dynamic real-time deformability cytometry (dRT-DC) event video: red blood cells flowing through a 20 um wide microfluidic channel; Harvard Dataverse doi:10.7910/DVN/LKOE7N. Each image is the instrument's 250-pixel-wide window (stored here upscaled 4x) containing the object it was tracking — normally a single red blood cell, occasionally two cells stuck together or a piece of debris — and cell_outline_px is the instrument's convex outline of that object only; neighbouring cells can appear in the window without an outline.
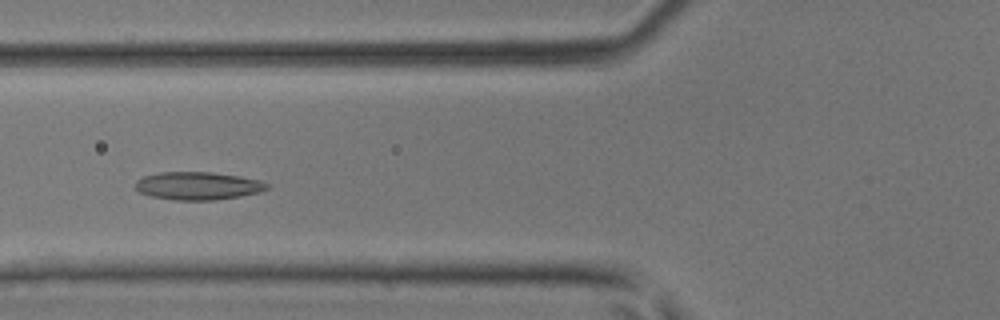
{"species": "common noctule bat (a hibernating species)", "species_latin": "Nyctalus noctula", "temperature_condition": "room temperature", "stored_images_in_passage": 40, "camera_frame_rate_fps": 3000, "um_per_image_px": 0.085, "animal": {"sex": "male", "body_mass_g": 17.9, "forearm_length_mm": 54.2}, "frame": {"image": 1, "passage_image": 12, "time_ms": 3.667, "image_size_px": [1000, 320], "cell_outline_px": [[268, 188], [260, 192], [240, 196], [212, 200], [172, 200], [152, 196], [140, 192], [136, 188], [136, 180], [144, 176], [160, 172], [212, 172], [240, 176], [260, 180], [268, 184]], "centroid_in_image_um": [16.83, 15.79], "position_along_channel_um": 109.0, "area_um2": 21.33}}
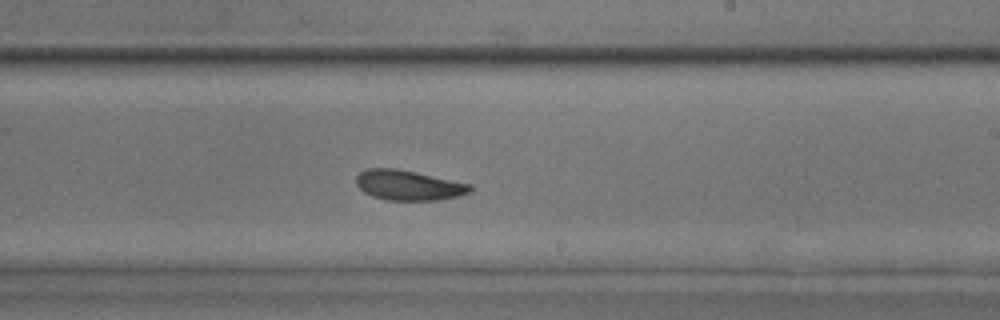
{"frame": {"image": 2, "passage_image": 22, "time_ms": 7.0, "image_size_px": [1000, 320], "cell_outline_px": [[472, 192], [460, 196], [436, 200], [388, 200], [372, 196], [364, 192], [356, 184], [356, 176], [360, 172], [368, 168], [396, 168], [416, 172], [472, 184]], "centroid_in_image_um": [34.74, 15.74], "position_along_channel_um": 254.3, "area_um2": 20.06}}
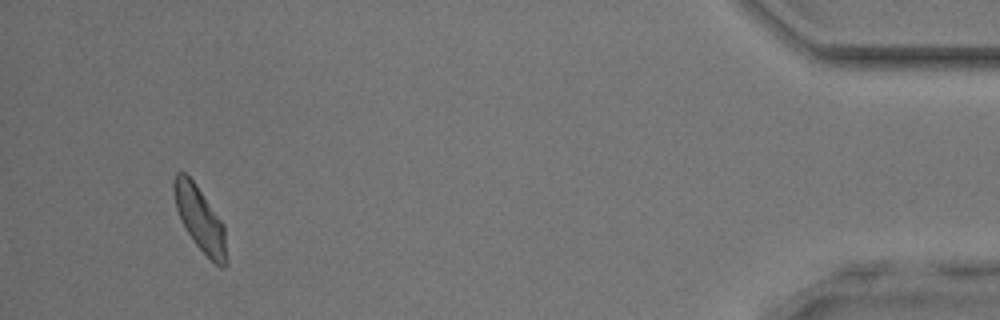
{"frame": {"image": 3, "passage_image": 38, "time_ms": 12.333, "image_size_px": [1000, 320], "cell_outline_px": [[228, 264], [224, 268], [220, 268], [192, 240], [176, 208], [172, 188], [172, 184], [176, 172], [184, 172], [196, 184], [224, 224], [228, 260]], "centroid_in_image_um": [17.03, 18.63], "position_along_channel_um": 418.2, "area_um2": 19.65}}